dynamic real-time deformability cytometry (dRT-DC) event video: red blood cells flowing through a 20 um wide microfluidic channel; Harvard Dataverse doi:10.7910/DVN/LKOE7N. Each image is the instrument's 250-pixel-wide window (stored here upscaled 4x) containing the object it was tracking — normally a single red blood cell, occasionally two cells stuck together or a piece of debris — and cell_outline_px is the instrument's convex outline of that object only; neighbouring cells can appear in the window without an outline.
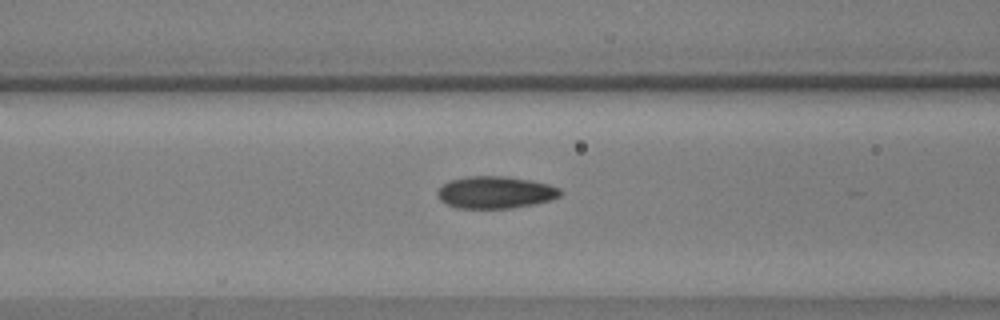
{"species": "common noctule bat (a hibernating species)", "species_latin": "Nyctalus noctula", "temperature_condition": "warm", "stored_images_in_passage": 57, "camera_frame_rate_fps": 3000, "um_per_image_px": 0.085, "animal": {"sex": "male", "body_mass_g": 17.9, "forearm_length_mm": 54.2}, "frame": {"image": 1, "passage_image": 24, "time_ms": 7.667, "image_size_px": [1000, 320], "cell_outline_px": [[564, 192], [560, 196], [536, 204], [512, 208], [456, 208], [440, 200], [436, 196], [436, 192], [448, 180], [468, 176], [508, 176], [532, 180], [548, 184], [560, 188]], "centroid_in_image_um": [42.11, 16.34], "position_along_channel_um": 124.5, "area_um2": 23.24}}
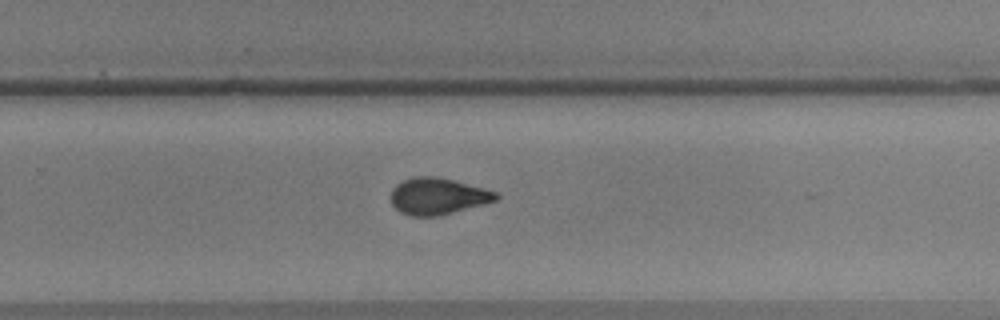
{"frame": {"image": 2, "passage_image": 38, "time_ms": 12.333, "image_size_px": [1000, 320], "cell_outline_px": [[500, 196], [496, 200], [484, 204], [436, 216], [412, 216], [400, 212], [392, 204], [392, 188], [396, 184], [404, 180], [416, 176], [432, 176], [452, 180], [500, 192]], "centroid_in_image_um": [37.23, 16.67], "position_along_channel_um": 292.6, "area_um2": 22.2}}
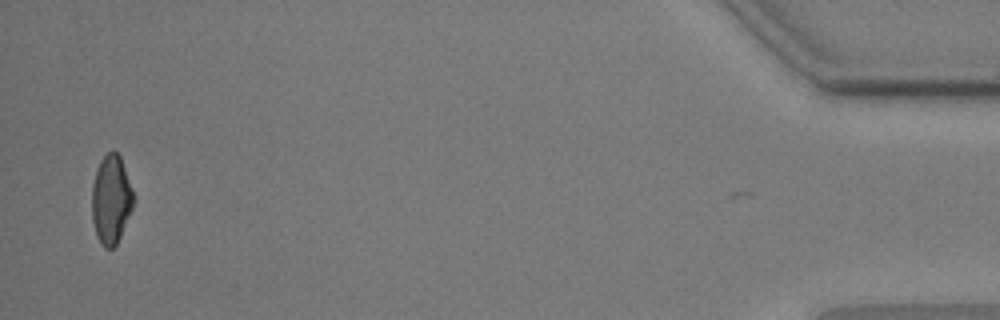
{"frame": {"image": 3, "passage_image": 56, "time_ms": 18.333, "image_size_px": [1000, 320], "cell_outline_px": [[132, 208], [120, 236], [116, 244], [112, 248], [104, 248], [100, 244], [96, 236], [92, 220], [92, 184], [100, 160], [112, 148], [120, 156], [132, 188]], "centroid_in_image_um": [9.41, 16.96], "position_along_channel_um": 425.8, "area_um2": 21.27}, "authors_computed_cell_mechanics": {"area_um2": 22.1952, "velocity_mm_per_s": 3.6028, "shape_relaxation_time_tau1_ms": 4.8935, "shape_relaxation_time_tau2_ms": 1.5843, "deformation_change_tau1": 0.1434, "deformation_change_tau2": 0.0705}}